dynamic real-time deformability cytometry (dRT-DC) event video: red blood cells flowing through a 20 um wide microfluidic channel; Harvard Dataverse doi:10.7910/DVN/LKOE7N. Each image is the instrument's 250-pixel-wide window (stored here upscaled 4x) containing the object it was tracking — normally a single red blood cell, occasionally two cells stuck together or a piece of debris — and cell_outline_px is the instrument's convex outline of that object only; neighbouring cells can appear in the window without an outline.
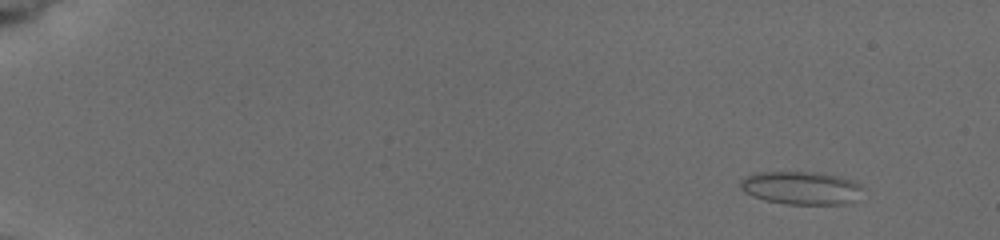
{"species": "common noctule bat (a hibernating species)", "species_latin": "Nyctalus noctula", "temperature_condition": "cold", "stored_images_in_passage": 6, "camera_frame_rate_fps": 3000, "um_per_image_px": 0.085, "animal": {"sex": "female", "body_mass_g": 19.5, "forearm_length_mm": 54.1}, "frame": {"image": 1, "passage_image": 2, "time_ms": 1.0, "image_size_px": [1000, 240], "cell_outline_px": [[860, 188], [852, 200], [844, 204], [788, 204], [764, 200], [752, 196], [744, 192], [740, 188], [740, 180], [748, 176], [760, 172], [820, 172], [840, 176], [852, 180], [860, 184]], "centroid_in_image_um": [68.03, 15.96], "position_along_channel_um": 17.0, "area_um2": 23.29}}